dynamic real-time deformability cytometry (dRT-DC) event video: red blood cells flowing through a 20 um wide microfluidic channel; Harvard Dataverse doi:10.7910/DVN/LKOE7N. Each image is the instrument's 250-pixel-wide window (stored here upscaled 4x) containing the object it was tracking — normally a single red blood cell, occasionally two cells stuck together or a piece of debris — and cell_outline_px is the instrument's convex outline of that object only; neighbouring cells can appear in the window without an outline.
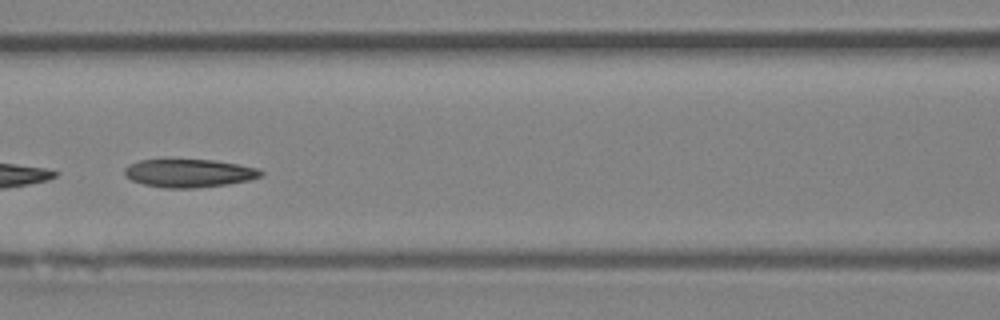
{"species": "Egyptian fruit bat (a non-hibernating species)", "species_latin": "Rousettus aegyptiacus", "temperature_condition": "room temperature", "stored_images_in_passage": 8, "camera_frame_rate_fps": 3000, "um_per_image_px": 0.085, "animal": {"sex": "female"}, "frame": {"image": 1, "passage_image": 7, "time_ms": 7.0, "image_size_px": [1000, 320], "cell_outline_px": [[264, 172], [260, 176], [248, 180], [228, 184], [196, 188], [164, 188], [144, 184], [132, 180], [124, 176], [124, 168], [128, 164], [140, 160], [216, 160], [260, 168]], "centroid_in_image_um": [16.07, 14.72], "position_along_channel_um": 150.5, "area_um2": 22.43}}
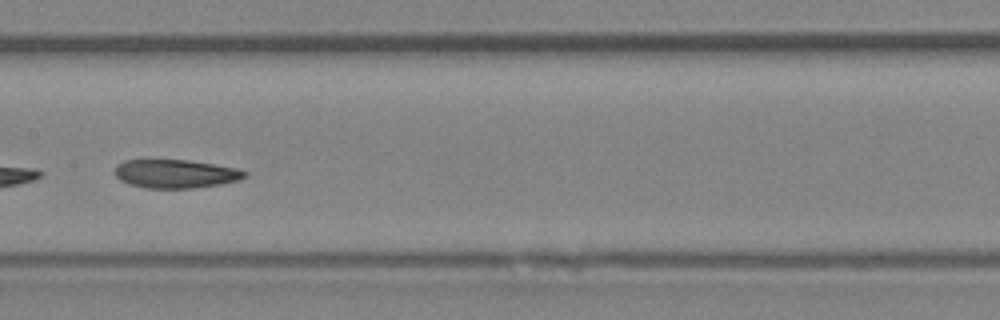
{"frame": {"image": 2, "passage_image": 8, "time_ms": 8.0, "image_size_px": [1000, 320], "cell_outline_px": [[248, 176], [240, 180], [220, 184], [192, 188], [144, 188], [128, 184], [120, 180], [112, 172], [116, 164], [124, 160], [188, 160], [236, 168], [248, 172]], "centroid_in_image_um": [14.89, 14.77], "position_along_channel_um": 192.5, "area_um2": 21.79}}